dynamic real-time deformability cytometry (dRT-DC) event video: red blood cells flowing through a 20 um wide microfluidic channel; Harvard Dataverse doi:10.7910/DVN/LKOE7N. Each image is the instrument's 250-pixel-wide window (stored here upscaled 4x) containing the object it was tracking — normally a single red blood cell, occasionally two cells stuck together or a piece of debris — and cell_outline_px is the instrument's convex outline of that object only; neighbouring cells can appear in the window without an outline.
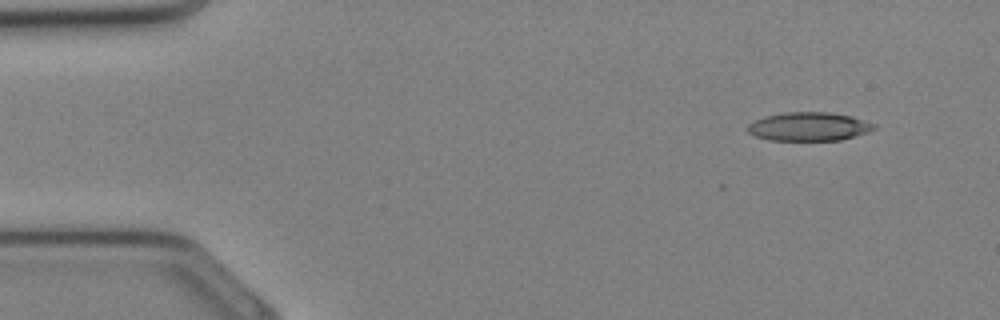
{"species": "Egyptian fruit bat (a non-hibernating species)", "species_latin": "Rousettus aegyptiacus", "temperature_condition": "cold", "stored_images_in_passage": 6, "camera_frame_rate_fps": 3000, "um_per_image_px": 0.085, "animal": {"sex": "female"}, "frame": {"image": 1, "passage_image": 1, "time_ms": 0.0, "image_size_px": [1000, 320], "cell_outline_px": [[876, 128], [868, 132], [840, 140], [768, 140], [756, 136], [748, 132], [744, 128], [748, 124], [764, 116], [784, 112], [828, 112], [852, 116], [876, 124]], "centroid_in_image_um": [68.73, 10.75], "position_along_channel_um": 16.3, "area_um2": 21.15}}